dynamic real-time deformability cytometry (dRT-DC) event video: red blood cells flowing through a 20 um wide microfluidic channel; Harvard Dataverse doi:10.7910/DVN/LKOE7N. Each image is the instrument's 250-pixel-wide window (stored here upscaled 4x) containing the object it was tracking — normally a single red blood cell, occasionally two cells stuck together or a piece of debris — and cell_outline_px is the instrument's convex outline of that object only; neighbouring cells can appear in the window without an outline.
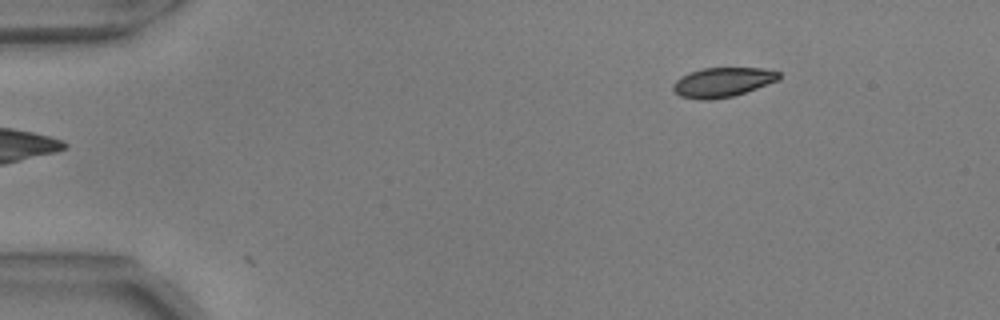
{"species": "common noctule bat (a hibernating species)", "species_latin": "Nyctalus noctula", "temperature_condition": "warm", "stored_images_in_passage": 9, "segment_of_instrument_passage": [1, 2], "camera_frame_rate_fps": 3000, "um_per_image_px": 0.085, "animal": {"sex": "male", "body_mass_g": 17.9, "forearm_length_mm": 54.2}, "frame": {"image": 1, "passage_image": 1, "time_ms": 0.0, "image_size_px": [1000, 320], "cell_outline_px": [[780, 80], [732, 96], [712, 100], [700, 100], [680, 96], [672, 88], [672, 84], [680, 76], [688, 72], [704, 68], [764, 68], [780, 72]], "centroid_in_image_um": [61.4, 6.98], "position_along_channel_um": 23.6, "area_um2": 18.26}}